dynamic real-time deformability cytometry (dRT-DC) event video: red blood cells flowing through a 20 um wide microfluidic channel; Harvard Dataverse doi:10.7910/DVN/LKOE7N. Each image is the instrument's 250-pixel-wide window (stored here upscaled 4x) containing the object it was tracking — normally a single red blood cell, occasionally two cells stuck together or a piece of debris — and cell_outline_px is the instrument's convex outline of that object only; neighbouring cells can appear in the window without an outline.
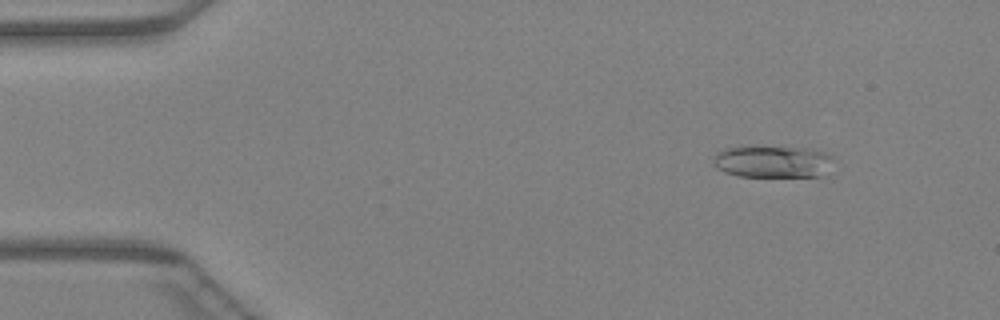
{"species": "Egyptian fruit bat (a non-hibernating species)", "species_latin": "Rousettus aegyptiacus", "temperature_condition": "warm", "stored_images_in_passage": 47, "camera_frame_rate_fps": 3000, "um_per_image_px": 0.085, "animal": {"sex": "female"}, "frame": {"image": 1, "passage_image": 6, "time_ms": 1.667, "image_size_px": [1000, 320], "cell_outline_px": [[836, 160], [824, 176], [740, 176], [724, 172], [716, 168], [712, 160], [716, 152], [724, 148], [744, 144], [760, 144], [812, 148], [824, 152], [832, 156]], "centroid_in_image_um": [65.67, 13.68], "position_along_channel_um": 19.3, "area_um2": 23.81}}
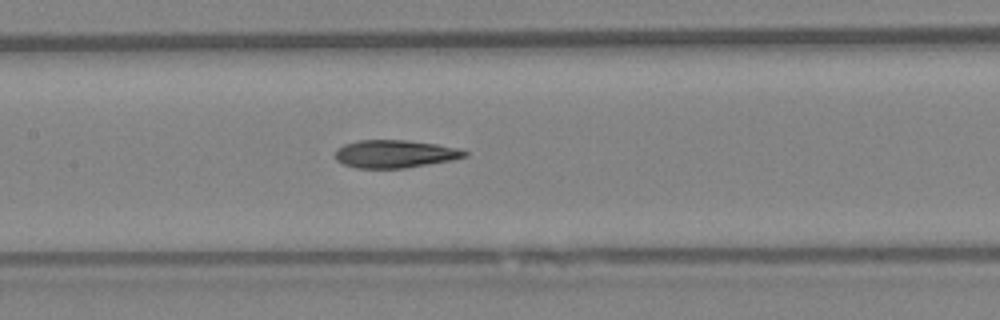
{"frame": {"image": 2, "passage_image": 23, "time_ms": 7.333, "image_size_px": [1000, 320], "cell_outline_px": [[468, 156], [452, 160], [404, 168], [356, 168], [344, 164], [336, 160], [336, 148], [344, 144], [356, 140], [404, 140], [436, 144], [460, 148], [468, 152]], "centroid_in_image_um": [33.57, 13.08], "position_along_channel_um": 173.8, "area_um2": 21.04}}
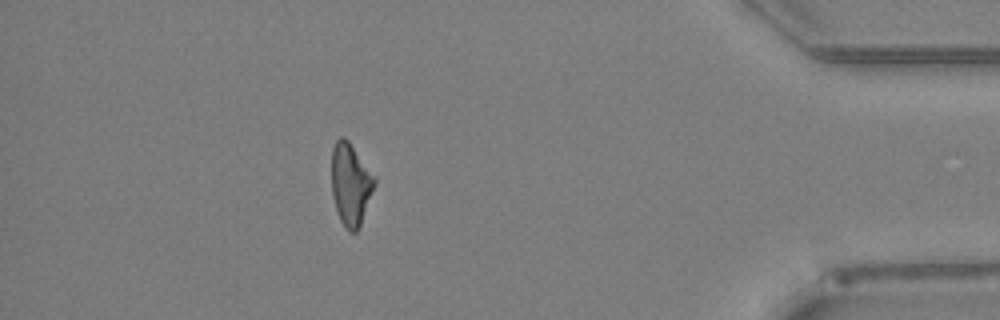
{"frame": {"image": 3, "passage_image": 42, "time_ms": 13.667, "image_size_px": [1000, 320], "cell_outline_px": [[376, 184], [360, 228], [356, 232], [348, 232], [344, 228], [340, 220], [332, 196], [332, 148], [336, 140], [340, 136], [344, 136], [348, 140], [376, 176]], "centroid_in_image_um": [29.82, 15.68], "position_along_channel_um": 405.4, "area_um2": 20.98}}